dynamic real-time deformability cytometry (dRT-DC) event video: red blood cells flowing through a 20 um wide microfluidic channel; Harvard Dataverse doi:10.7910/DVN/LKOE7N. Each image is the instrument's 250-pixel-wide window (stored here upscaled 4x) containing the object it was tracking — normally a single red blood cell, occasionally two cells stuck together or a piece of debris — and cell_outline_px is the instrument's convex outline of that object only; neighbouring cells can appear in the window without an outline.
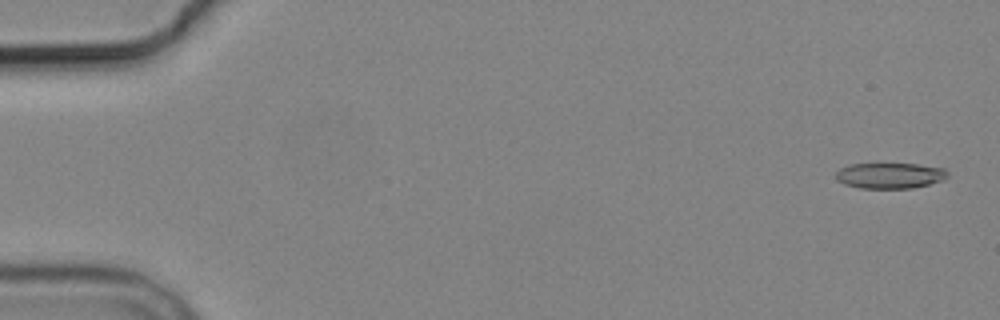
{"species": "common noctule bat (a hibernating species)", "species_latin": "Nyctalus noctula", "temperature_condition": "cold", "stored_images_in_passage": 5, "camera_frame_rate_fps": 3000, "um_per_image_px": 0.085, "animal": {"sex": "male", "body_mass_g": 19.2, "forearm_length_mm": 51.8}, "frame": {"image": 1, "passage_image": 1, "time_ms": 0.0, "image_size_px": [1000, 320], "cell_outline_px": [[948, 176], [944, 180], [912, 188], [860, 188], [844, 184], [836, 180], [836, 172], [840, 168], [852, 164], [920, 164], [944, 168], [948, 172]], "centroid_in_image_um": [75.65, 14.92], "position_along_channel_um": 9.3, "area_um2": 16.76}}
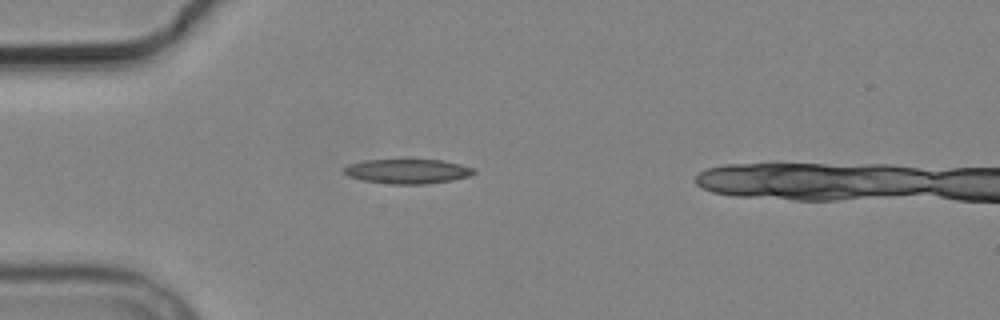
{"frame": {"image": 2, "passage_image": 5, "time_ms": 4.667, "image_size_px": [1000, 320], "cell_outline_px": [[476, 172], [468, 176], [452, 180], [424, 184], [392, 184], [364, 180], [348, 176], [340, 172], [348, 164], [364, 160], [444, 160], [476, 168]], "centroid_in_image_um": [34.63, 14.55], "position_along_channel_um": 50.4, "area_um2": 18.61}}